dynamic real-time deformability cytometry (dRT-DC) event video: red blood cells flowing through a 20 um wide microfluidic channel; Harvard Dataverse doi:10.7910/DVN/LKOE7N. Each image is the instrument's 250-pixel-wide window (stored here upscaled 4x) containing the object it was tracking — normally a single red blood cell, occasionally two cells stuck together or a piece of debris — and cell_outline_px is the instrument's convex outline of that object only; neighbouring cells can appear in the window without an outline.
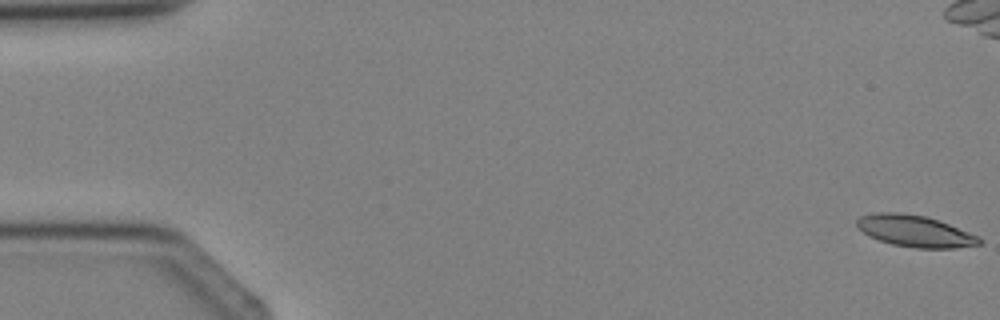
{"species": "Egyptian fruit bat (a non-hibernating species)", "species_latin": "Rousettus aegyptiacus", "temperature_condition": "cold", "stored_images_in_passage": 4, "camera_frame_rate_fps": 3000, "um_per_image_px": 0.085, "animal": {"sex": "female"}, "frame": {"image": 1, "passage_image": 1, "time_ms": 0.0, "image_size_px": [1000, 320], "cell_outline_px": [[984, 240], [980, 244], [952, 248], [916, 248], [892, 244], [880, 240], [864, 232], [856, 224], [856, 220], [860, 216], [872, 212], [896, 212], [924, 216], [948, 224], [980, 236]], "centroid_in_image_um": [77.79, 19.64], "position_along_channel_um": 7.2, "area_um2": 22.25}}